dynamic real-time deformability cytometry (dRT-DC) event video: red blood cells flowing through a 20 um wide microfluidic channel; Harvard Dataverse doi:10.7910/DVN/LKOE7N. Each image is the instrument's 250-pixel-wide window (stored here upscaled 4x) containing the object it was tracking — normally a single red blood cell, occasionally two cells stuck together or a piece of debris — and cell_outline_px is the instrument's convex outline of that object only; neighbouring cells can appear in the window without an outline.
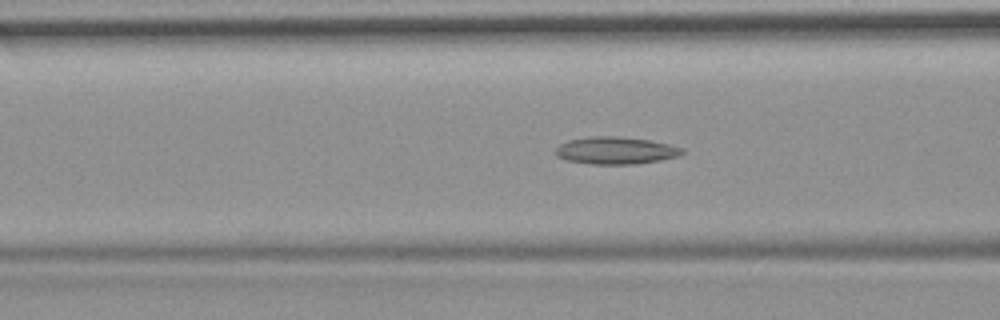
{"species": "common noctule bat (a hibernating species)", "species_latin": "Nyctalus noctula", "temperature_condition": "room temperature", "stored_images_in_passage": 50, "camera_frame_rate_fps": 3000, "um_per_image_px": 0.085, "animal": {"sex": "female", "body_mass_g": 19.9}, "frame": {"image": 1, "passage_image": 17, "time_ms": 5.333, "image_size_px": [1000, 320], "cell_outline_px": [[684, 152], [680, 156], [660, 160], [636, 164], [592, 164], [564, 160], [556, 156], [556, 148], [560, 144], [568, 140], [592, 136], [616, 136], [648, 140], [668, 144], [684, 148]], "centroid_in_image_um": [52.33, 12.8], "position_along_channel_um": 114.3, "area_um2": 20.17}}
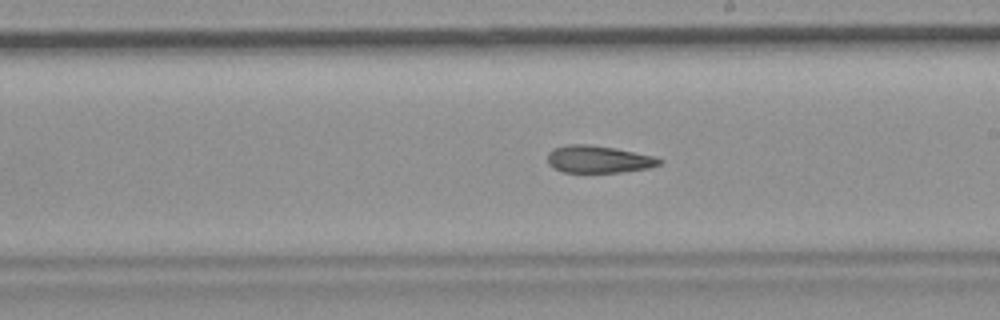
{"frame": {"image": 2, "passage_image": 27, "time_ms": 8.667, "image_size_px": [1000, 320], "cell_outline_px": [[664, 160], [660, 164], [648, 168], [620, 172], [564, 172], [552, 168], [548, 164], [548, 152], [552, 148], [568, 144], [588, 144], [612, 148], [652, 156]], "centroid_in_image_um": [50.81, 13.54], "position_along_channel_um": 238.2, "area_um2": 17.63}}
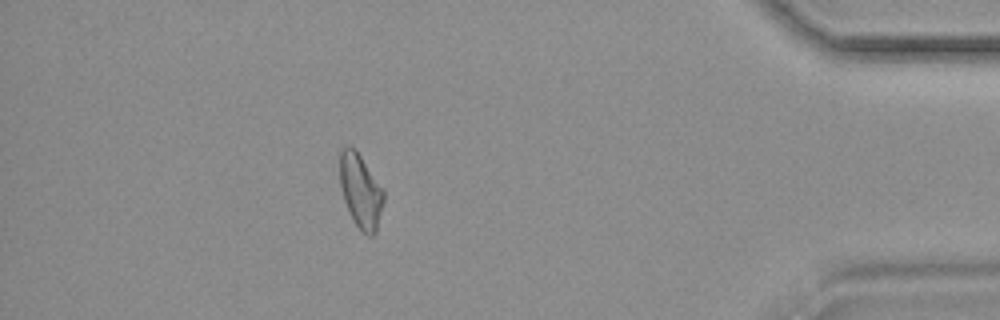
{"frame": {"image": 3, "passage_image": 44, "time_ms": 14.333, "image_size_px": [1000, 320], "cell_outline_px": [[384, 200], [376, 232], [372, 236], [368, 236], [352, 220], [344, 200], [340, 188], [340, 152], [348, 144], [360, 156], [384, 188]], "centroid_in_image_um": [30.66, 16.25], "position_along_channel_um": 404.5, "area_um2": 18.79}, "authors_computed_cell_mechanics": {"area_um2": 19.2474, "velocity_mm_per_s": 3.7361, "shape_relaxation_time_tau1_ms": null, "shape_relaxation_time_tau2_ms": 5.4665, "deformation_change_tau1": null, "deformation_change_tau2": 0.1509}}